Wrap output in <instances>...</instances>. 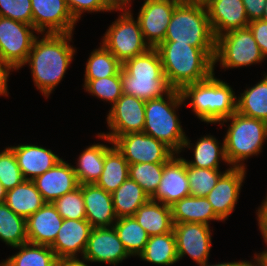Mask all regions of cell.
I'll list each match as a JSON object with an SVG mask.
<instances>
[{
	"label": "cell",
	"mask_w": 267,
	"mask_h": 266,
	"mask_svg": "<svg viewBox=\"0 0 267 266\" xmlns=\"http://www.w3.org/2000/svg\"><path fill=\"white\" fill-rule=\"evenodd\" d=\"M39 34L23 66L29 65L34 86L46 99L65 77L77 51L72 42L73 33Z\"/></svg>",
	"instance_id": "6da1fadb"
},
{
	"label": "cell",
	"mask_w": 267,
	"mask_h": 266,
	"mask_svg": "<svg viewBox=\"0 0 267 266\" xmlns=\"http://www.w3.org/2000/svg\"><path fill=\"white\" fill-rule=\"evenodd\" d=\"M156 49L173 89L181 91L186 85L204 81L214 73L215 49H199L177 41H164Z\"/></svg>",
	"instance_id": "7a4b0ae2"
},
{
	"label": "cell",
	"mask_w": 267,
	"mask_h": 266,
	"mask_svg": "<svg viewBox=\"0 0 267 266\" xmlns=\"http://www.w3.org/2000/svg\"><path fill=\"white\" fill-rule=\"evenodd\" d=\"M120 78L123 94L144 101L164 97L173 90L164 74L156 48L126 60L122 64Z\"/></svg>",
	"instance_id": "3957f363"
},
{
	"label": "cell",
	"mask_w": 267,
	"mask_h": 266,
	"mask_svg": "<svg viewBox=\"0 0 267 266\" xmlns=\"http://www.w3.org/2000/svg\"><path fill=\"white\" fill-rule=\"evenodd\" d=\"M181 94L191 111L205 123L218 124L236 112L235 91L213 73L208 79L186 85Z\"/></svg>",
	"instance_id": "277c9868"
},
{
	"label": "cell",
	"mask_w": 267,
	"mask_h": 266,
	"mask_svg": "<svg viewBox=\"0 0 267 266\" xmlns=\"http://www.w3.org/2000/svg\"><path fill=\"white\" fill-rule=\"evenodd\" d=\"M187 106L180 90L173 89L164 97L151 99L145 103L143 132L165 143L176 154L182 152L186 134L182 128L178 108Z\"/></svg>",
	"instance_id": "5b68a950"
},
{
	"label": "cell",
	"mask_w": 267,
	"mask_h": 266,
	"mask_svg": "<svg viewBox=\"0 0 267 266\" xmlns=\"http://www.w3.org/2000/svg\"><path fill=\"white\" fill-rule=\"evenodd\" d=\"M227 126L224 136L225 153L229 167L247 168L244 161L258 156L267 140V122L244 116L237 111L218 123Z\"/></svg>",
	"instance_id": "8992f818"
},
{
	"label": "cell",
	"mask_w": 267,
	"mask_h": 266,
	"mask_svg": "<svg viewBox=\"0 0 267 266\" xmlns=\"http://www.w3.org/2000/svg\"><path fill=\"white\" fill-rule=\"evenodd\" d=\"M164 41H177L199 49H215L216 38L206 7L181 0L174 9Z\"/></svg>",
	"instance_id": "52a82bcc"
},
{
	"label": "cell",
	"mask_w": 267,
	"mask_h": 266,
	"mask_svg": "<svg viewBox=\"0 0 267 266\" xmlns=\"http://www.w3.org/2000/svg\"><path fill=\"white\" fill-rule=\"evenodd\" d=\"M118 18L109 25L101 43L123 64L150 49L143 37L138 19L130 7L117 8Z\"/></svg>",
	"instance_id": "ba28073f"
},
{
	"label": "cell",
	"mask_w": 267,
	"mask_h": 266,
	"mask_svg": "<svg viewBox=\"0 0 267 266\" xmlns=\"http://www.w3.org/2000/svg\"><path fill=\"white\" fill-rule=\"evenodd\" d=\"M253 34L248 27L234 29L216 37L213 69L218 62L220 68L232 69L264 62Z\"/></svg>",
	"instance_id": "9c48e42d"
},
{
	"label": "cell",
	"mask_w": 267,
	"mask_h": 266,
	"mask_svg": "<svg viewBox=\"0 0 267 266\" xmlns=\"http://www.w3.org/2000/svg\"><path fill=\"white\" fill-rule=\"evenodd\" d=\"M40 34L32 25L0 16V61L15 71L23 67L34 40Z\"/></svg>",
	"instance_id": "30bf717a"
},
{
	"label": "cell",
	"mask_w": 267,
	"mask_h": 266,
	"mask_svg": "<svg viewBox=\"0 0 267 266\" xmlns=\"http://www.w3.org/2000/svg\"><path fill=\"white\" fill-rule=\"evenodd\" d=\"M113 144L128 164L166 163L176 153L165 143L144 132L128 133L117 137Z\"/></svg>",
	"instance_id": "8fae6325"
},
{
	"label": "cell",
	"mask_w": 267,
	"mask_h": 266,
	"mask_svg": "<svg viewBox=\"0 0 267 266\" xmlns=\"http://www.w3.org/2000/svg\"><path fill=\"white\" fill-rule=\"evenodd\" d=\"M146 101L137 97L122 94L111 106L106 117L109 132L101 134L112 142L119 136L128 133L143 132Z\"/></svg>",
	"instance_id": "7c38bea8"
},
{
	"label": "cell",
	"mask_w": 267,
	"mask_h": 266,
	"mask_svg": "<svg viewBox=\"0 0 267 266\" xmlns=\"http://www.w3.org/2000/svg\"><path fill=\"white\" fill-rule=\"evenodd\" d=\"M173 231L178 261L188 255L198 266L209 262L213 234L210 225L191 222L175 223Z\"/></svg>",
	"instance_id": "4fadbf2b"
},
{
	"label": "cell",
	"mask_w": 267,
	"mask_h": 266,
	"mask_svg": "<svg viewBox=\"0 0 267 266\" xmlns=\"http://www.w3.org/2000/svg\"><path fill=\"white\" fill-rule=\"evenodd\" d=\"M181 0H144L137 19L144 40L150 48H157L164 42L167 26L176 5Z\"/></svg>",
	"instance_id": "5bb4252c"
},
{
	"label": "cell",
	"mask_w": 267,
	"mask_h": 266,
	"mask_svg": "<svg viewBox=\"0 0 267 266\" xmlns=\"http://www.w3.org/2000/svg\"><path fill=\"white\" fill-rule=\"evenodd\" d=\"M32 26L40 34L73 33L76 23L66 0H31Z\"/></svg>",
	"instance_id": "9a60e30c"
},
{
	"label": "cell",
	"mask_w": 267,
	"mask_h": 266,
	"mask_svg": "<svg viewBox=\"0 0 267 266\" xmlns=\"http://www.w3.org/2000/svg\"><path fill=\"white\" fill-rule=\"evenodd\" d=\"M131 256L117 236L113 226L91 229L88 243L82 259L116 266Z\"/></svg>",
	"instance_id": "2e32d148"
},
{
	"label": "cell",
	"mask_w": 267,
	"mask_h": 266,
	"mask_svg": "<svg viewBox=\"0 0 267 266\" xmlns=\"http://www.w3.org/2000/svg\"><path fill=\"white\" fill-rule=\"evenodd\" d=\"M246 169L229 167L220 176L215 187L206 196L215 214L225 221L235 211L242 184L246 177Z\"/></svg>",
	"instance_id": "e0dca14e"
},
{
	"label": "cell",
	"mask_w": 267,
	"mask_h": 266,
	"mask_svg": "<svg viewBox=\"0 0 267 266\" xmlns=\"http://www.w3.org/2000/svg\"><path fill=\"white\" fill-rule=\"evenodd\" d=\"M189 195L191 194L186 172V162L179 154H175L164 164L161 181L150 199L171 207L178 200Z\"/></svg>",
	"instance_id": "ac0fdd59"
},
{
	"label": "cell",
	"mask_w": 267,
	"mask_h": 266,
	"mask_svg": "<svg viewBox=\"0 0 267 266\" xmlns=\"http://www.w3.org/2000/svg\"><path fill=\"white\" fill-rule=\"evenodd\" d=\"M92 228L86 219H64L50 246L57 259L79 258V253L83 257Z\"/></svg>",
	"instance_id": "d6986e66"
},
{
	"label": "cell",
	"mask_w": 267,
	"mask_h": 266,
	"mask_svg": "<svg viewBox=\"0 0 267 266\" xmlns=\"http://www.w3.org/2000/svg\"><path fill=\"white\" fill-rule=\"evenodd\" d=\"M33 181L46 203H53L57 198L75 190L80 185L73 165L64 159Z\"/></svg>",
	"instance_id": "ffe728a7"
},
{
	"label": "cell",
	"mask_w": 267,
	"mask_h": 266,
	"mask_svg": "<svg viewBox=\"0 0 267 266\" xmlns=\"http://www.w3.org/2000/svg\"><path fill=\"white\" fill-rule=\"evenodd\" d=\"M206 10L215 38L249 25L242 0H212Z\"/></svg>",
	"instance_id": "44dd1931"
},
{
	"label": "cell",
	"mask_w": 267,
	"mask_h": 266,
	"mask_svg": "<svg viewBox=\"0 0 267 266\" xmlns=\"http://www.w3.org/2000/svg\"><path fill=\"white\" fill-rule=\"evenodd\" d=\"M63 220L53 203H45L26 219L28 242L51 246L57 237Z\"/></svg>",
	"instance_id": "7402d4cb"
},
{
	"label": "cell",
	"mask_w": 267,
	"mask_h": 266,
	"mask_svg": "<svg viewBox=\"0 0 267 266\" xmlns=\"http://www.w3.org/2000/svg\"><path fill=\"white\" fill-rule=\"evenodd\" d=\"M9 147L16 156L18 166L25 180H34L62 159L51 149L35 144H18Z\"/></svg>",
	"instance_id": "603a6c76"
},
{
	"label": "cell",
	"mask_w": 267,
	"mask_h": 266,
	"mask_svg": "<svg viewBox=\"0 0 267 266\" xmlns=\"http://www.w3.org/2000/svg\"><path fill=\"white\" fill-rule=\"evenodd\" d=\"M82 195L85 203L86 220L95 227H111L118 219L111 193L96 184H83Z\"/></svg>",
	"instance_id": "cb8c5ba5"
},
{
	"label": "cell",
	"mask_w": 267,
	"mask_h": 266,
	"mask_svg": "<svg viewBox=\"0 0 267 266\" xmlns=\"http://www.w3.org/2000/svg\"><path fill=\"white\" fill-rule=\"evenodd\" d=\"M191 142L192 141L186 137L182 147V151L187 148L191 149L194 154L193 160L191 161L182 157L187 165L197 168L220 169L221 160L225 164L227 163V166L229 165L225 153L224 139L223 142L220 143L215 136L206 134L200 137L195 144Z\"/></svg>",
	"instance_id": "d4e9b609"
},
{
	"label": "cell",
	"mask_w": 267,
	"mask_h": 266,
	"mask_svg": "<svg viewBox=\"0 0 267 266\" xmlns=\"http://www.w3.org/2000/svg\"><path fill=\"white\" fill-rule=\"evenodd\" d=\"M96 138L101 139L104 143L108 142L112 146L105 153L103 171L95 184L106 192L112 193L129 178V164L108 137L100 132Z\"/></svg>",
	"instance_id": "484cf974"
},
{
	"label": "cell",
	"mask_w": 267,
	"mask_h": 266,
	"mask_svg": "<svg viewBox=\"0 0 267 266\" xmlns=\"http://www.w3.org/2000/svg\"><path fill=\"white\" fill-rule=\"evenodd\" d=\"M175 223H200L210 225V221L223 222L214 212L206 197L186 196L171 206Z\"/></svg>",
	"instance_id": "4316f807"
},
{
	"label": "cell",
	"mask_w": 267,
	"mask_h": 266,
	"mask_svg": "<svg viewBox=\"0 0 267 266\" xmlns=\"http://www.w3.org/2000/svg\"><path fill=\"white\" fill-rule=\"evenodd\" d=\"M133 216L149 236L173 231L171 207L161 202L149 199Z\"/></svg>",
	"instance_id": "83f0119b"
},
{
	"label": "cell",
	"mask_w": 267,
	"mask_h": 266,
	"mask_svg": "<svg viewBox=\"0 0 267 266\" xmlns=\"http://www.w3.org/2000/svg\"><path fill=\"white\" fill-rule=\"evenodd\" d=\"M45 203L33 180H24L6 192L5 204L15 214L25 219L34 214Z\"/></svg>",
	"instance_id": "f1b7e54d"
},
{
	"label": "cell",
	"mask_w": 267,
	"mask_h": 266,
	"mask_svg": "<svg viewBox=\"0 0 267 266\" xmlns=\"http://www.w3.org/2000/svg\"><path fill=\"white\" fill-rule=\"evenodd\" d=\"M111 147L95 143L87 146L79 155L73 169L80 185L95 184L103 171L105 153Z\"/></svg>",
	"instance_id": "f546056e"
},
{
	"label": "cell",
	"mask_w": 267,
	"mask_h": 266,
	"mask_svg": "<svg viewBox=\"0 0 267 266\" xmlns=\"http://www.w3.org/2000/svg\"><path fill=\"white\" fill-rule=\"evenodd\" d=\"M254 86L247 87L236 99V111L267 122V73Z\"/></svg>",
	"instance_id": "4dcf8cb0"
},
{
	"label": "cell",
	"mask_w": 267,
	"mask_h": 266,
	"mask_svg": "<svg viewBox=\"0 0 267 266\" xmlns=\"http://www.w3.org/2000/svg\"><path fill=\"white\" fill-rule=\"evenodd\" d=\"M138 257L160 266H170L179 262L174 231L149 236L144 251Z\"/></svg>",
	"instance_id": "1f68e13d"
},
{
	"label": "cell",
	"mask_w": 267,
	"mask_h": 266,
	"mask_svg": "<svg viewBox=\"0 0 267 266\" xmlns=\"http://www.w3.org/2000/svg\"><path fill=\"white\" fill-rule=\"evenodd\" d=\"M117 218L133 216L150 197L135 181L128 178L111 193Z\"/></svg>",
	"instance_id": "d6a6232c"
},
{
	"label": "cell",
	"mask_w": 267,
	"mask_h": 266,
	"mask_svg": "<svg viewBox=\"0 0 267 266\" xmlns=\"http://www.w3.org/2000/svg\"><path fill=\"white\" fill-rule=\"evenodd\" d=\"M113 227L130 256L138 257L144 251L149 235L134 216L118 218Z\"/></svg>",
	"instance_id": "836d02e7"
},
{
	"label": "cell",
	"mask_w": 267,
	"mask_h": 266,
	"mask_svg": "<svg viewBox=\"0 0 267 266\" xmlns=\"http://www.w3.org/2000/svg\"><path fill=\"white\" fill-rule=\"evenodd\" d=\"M19 250L6 258L8 266H55L57 257L50 246L24 243L13 249Z\"/></svg>",
	"instance_id": "e575fe53"
},
{
	"label": "cell",
	"mask_w": 267,
	"mask_h": 266,
	"mask_svg": "<svg viewBox=\"0 0 267 266\" xmlns=\"http://www.w3.org/2000/svg\"><path fill=\"white\" fill-rule=\"evenodd\" d=\"M0 240L12 248L28 242L26 219L5 203L0 204Z\"/></svg>",
	"instance_id": "d590c367"
},
{
	"label": "cell",
	"mask_w": 267,
	"mask_h": 266,
	"mask_svg": "<svg viewBox=\"0 0 267 266\" xmlns=\"http://www.w3.org/2000/svg\"><path fill=\"white\" fill-rule=\"evenodd\" d=\"M89 55L84 79H100L116 75L122 63L102 44Z\"/></svg>",
	"instance_id": "8d00e7d4"
},
{
	"label": "cell",
	"mask_w": 267,
	"mask_h": 266,
	"mask_svg": "<svg viewBox=\"0 0 267 266\" xmlns=\"http://www.w3.org/2000/svg\"><path fill=\"white\" fill-rule=\"evenodd\" d=\"M165 163H137L129 165V178L137 182L151 198L156 192Z\"/></svg>",
	"instance_id": "74e56055"
},
{
	"label": "cell",
	"mask_w": 267,
	"mask_h": 266,
	"mask_svg": "<svg viewBox=\"0 0 267 266\" xmlns=\"http://www.w3.org/2000/svg\"><path fill=\"white\" fill-rule=\"evenodd\" d=\"M84 91L90 95L109 102L111 106L122 96L120 71L110 77L100 79H84Z\"/></svg>",
	"instance_id": "f35d334b"
},
{
	"label": "cell",
	"mask_w": 267,
	"mask_h": 266,
	"mask_svg": "<svg viewBox=\"0 0 267 266\" xmlns=\"http://www.w3.org/2000/svg\"><path fill=\"white\" fill-rule=\"evenodd\" d=\"M187 178L192 196L206 197L225 172L220 169L197 168L186 164Z\"/></svg>",
	"instance_id": "ab89813d"
},
{
	"label": "cell",
	"mask_w": 267,
	"mask_h": 266,
	"mask_svg": "<svg viewBox=\"0 0 267 266\" xmlns=\"http://www.w3.org/2000/svg\"><path fill=\"white\" fill-rule=\"evenodd\" d=\"M53 205L63 219H86L85 203L82 195V185L75 190L57 198Z\"/></svg>",
	"instance_id": "60d3db41"
},
{
	"label": "cell",
	"mask_w": 267,
	"mask_h": 266,
	"mask_svg": "<svg viewBox=\"0 0 267 266\" xmlns=\"http://www.w3.org/2000/svg\"><path fill=\"white\" fill-rule=\"evenodd\" d=\"M13 150L8 146L0 152V183L9 191L24 181Z\"/></svg>",
	"instance_id": "b9f144b4"
},
{
	"label": "cell",
	"mask_w": 267,
	"mask_h": 266,
	"mask_svg": "<svg viewBox=\"0 0 267 266\" xmlns=\"http://www.w3.org/2000/svg\"><path fill=\"white\" fill-rule=\"evenodd\" d=\"M0 16L32 25L31 0H0Z\"/></svg>",
	"instance_id": "7bdbcfd3"
},
{
	"label": "cell",
	"mask_w": 267,
	"mask_h": 266,
	"mask_svg": "<svg viewBox=\"0 0 267 266\" xmlns=\"http://www.w3.org/2000/svg\"><path fill=\"white\" fill-rule=\"evenodd\" d=\"M73 18L78 22L82 14L96 12H117L109 0H66Z\"/></svg>",
	"instance_id": "ee69618b"
},
{
	"label": "cell",
	"mask_w": 267,
	"mask_h": 266,
	"mask_svg": "<svg viewBox=\"0 0 267 266\" xmlns=\"http://www.w3.org/2000/svg\"><path fill=\"white\" fill-rule=\"evenodd\" d=\"M251 33L253 34V37L255 38V41L257 45L260 48V51L262 55L267 58V22L260 20H254L249 22V25L247 26Z\"/></svg>",
	"instance_id": "f6af8a7d"
},
{
	"label": "cell",
	"mask_w": 267,
	"mask_h": 266,
	"mask_svg": "<svg viewBox=\"0 0 267 266\" xmlns=\"http://www.w3.org/2000/svg\"><path fill=\"white\" fill-rule=\"evenodd\" d=\"M249 22L262 19L266 0H242Z\"/></svg>",
	"instance_id": "bcb514c9"
},
{
	"label": "cell",
	"mask_w": 267,
	"mask_h": 266,
	"mask_svg": "<svg viewBox=\"0 0 267 266\" xmlns=\"http://www.w3.org/2000/svg\"><path fill=\"white\" fill-rule=\"evenodd\" d=\"M267 194V193H266ZM259 230L267 247V195L256 210Z\"/></svg>",
	"instance_id": "7dc6e473"
},
{
	"label": "cell",
	"mask_w": 267,
	"mask_h": 266,
	"mask_svg": "<svg viewBox=\"0 0 267 266\" xmlns=\"http://www.w3.org/2000/svg\"><path fill=\"white\" fill-rule=\"evenodd\" d=\"M15 69L7 63L0 61V96L9 95L8 91V78L10 76V72H13Z\"/></svg>",
	"instance_id": "c3c4849f"
},
{
	"label": "cell",
	"mask_w": 267,
	"mask_h": 266,
	"mask_svg": "<svg viewBox=\"0 0 267 266\" xmlns=\"http://www.w3.org/2000/svg\"><path fill=\"white\" fill-rule=\"evenodd\" d=\"M87 261L80 258L57 259L55 266H89Z\"/></svg>",
	"instance_id": "681fc988"
},
{
	"label": "cell",
	"mask_w": 267,
	"mask_h": 266,
	"mask_svg": "<svg viewBox=\"0 0 267 266\" xmlns=\"http://www.w3.org/2000/svg\"><path fill=\"white\" fill-rule=\"evenodd\" d=\"M200 266H255V260L252 259V261H246V260H242V261H234V262H219L218 264H208L205 263L203 265Z\"/></svg>",
	"instance_id": "f907efd6"
},
{
	"label": "cell",
	"mask_w": 267,
	"mask_h": 266,
	"mask_svg": "<svg viewBox=\"0 0 267 266\" xmlns=\"http://www.w3.org/2000/svg\"><path fill=\"white\" fill-rule=\"evenodd\" d=\"M253 259L255 260V266H267V249L255 253Z\"/></svg>",
	"instance_id": "816d5d0a"
},
{
	"label": "cell",
	"mask_w": 267,
	"mask_h": 266,
	"mask_svg": "<svg viewBox=\"0 0 267 266\" xmlns=\"http://www.w3.org/2000/svg\"><path fill=\"white\" fill-rule=\"evenodd\" d=\"M109 2L114 6V8H126L131 7L132 0H109Z\"/></svg>",
	"instance_id": "f5cc1de1"
},
{
	"label": "cell",
	"mask_w": 267,
	"mask_h": 266,
	"mask_svg": "<svg viewBox=\"0 0 267 266\" xmlns=\"http://www.w3.org/2000/svg\"><path fill=\"white\" fill-rule=\"evenodd\" d=\"M188 4L207 6L212 0H182Z\"/></svg>",
	"instance_id": "db71d44e"
},
{
	"label": "cell",
	"mask_w": 267,
	"mask_h": 266,
	"mask_svg": "<svg viewBox=\"0 0 267 266\" xmlns=\"http://www.w3.org/2000/svg\"><path fill=\"white\" fill-rule=\"evenodd\" d=\"M6 190L3 185L0 183V204L5 203L6 199Z\"/></svg>",
	"instance_id": "11a10c76"
},
{
	"label": "cell",
	"mask_w": 267,
	"mask_h": 266,
	"mask_svg": "<svg viewBox=\"0 0 267 266\" xmlns=\"http://www.w3.org/2000/svg\"><path fill=\"white\" fill-rule=\"evenodd\" d=\"M262 20L267 22V0H266V3H265V7H264V15L262 17Z\"/></svg>",
	"instance_id": "9f6ffc18"
},
{
	"label": "cell",
	"mask_w": 267,
	"mask_h": 266,
	"mask_svg": "<svg viewBox=\"0 0 267 266\" xmlns=\"http://www.w3.org/2000/svg\"><path fill=\"white\" fill-rule=\"evenodd\" d=\"M0 266H8V264H7L6 260H4V259H3V261H2V262H0Z\"/></svg>",
	"instance_id": "6f0895ef"
}]
</instances>
